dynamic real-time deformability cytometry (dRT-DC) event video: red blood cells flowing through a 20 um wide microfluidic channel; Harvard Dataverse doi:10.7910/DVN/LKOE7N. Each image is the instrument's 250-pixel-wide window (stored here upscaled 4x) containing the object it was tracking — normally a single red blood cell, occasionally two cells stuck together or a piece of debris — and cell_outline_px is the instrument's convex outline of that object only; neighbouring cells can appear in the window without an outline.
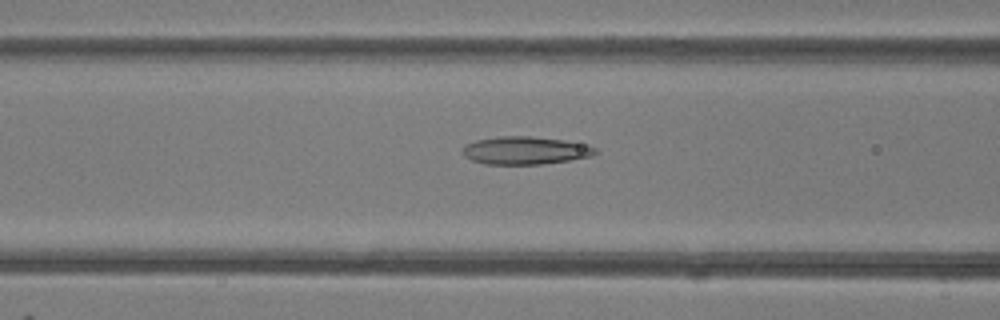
{"species": "common noctule bat (a hibernating species)", "species_latin": "Nyctalus noctula", "temperature_condition": "room temperature", "stored_images_in_passage": 40, "camera_frame_rate_fps": 3000, "um_per_image_px": 0.085, "animal": {"sex": "female"}, "frame": {"image": 1, "passage_image": 11, "time_ms": 3.333, "image_size_px": [1000, 320], "cell_outline_px": [[600, 152], [588, 156], [568, 160], [540, 164], [484, 164], [472, 160], [464, 156], [464, 144], [476, 140], [496, 136], [532, 136], [564, 140], [596, 148]], "centroid_in_image_um": [44.59, 12.78], "position_along_channel_um": 122.0, "area_um2": 21.33}}
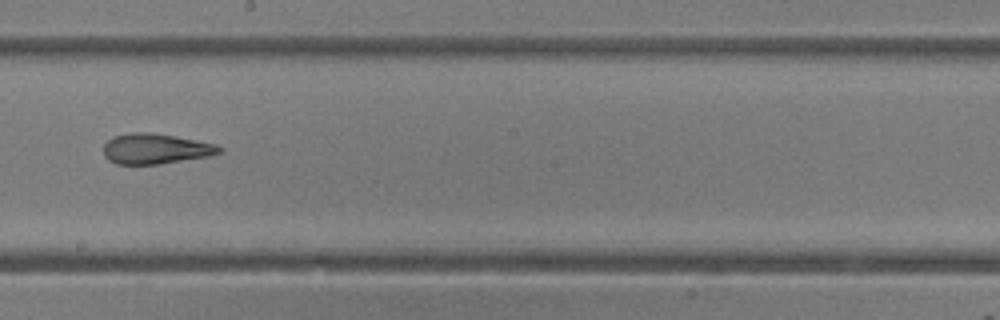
{"frame": {"image": 2, "passage_image": 19, "time_ms": 6.0, "image_size_px": [1000, 320], "cell_outline_px": [[224, 152], [208, 156], [160, 164], [116, 164], [108, 160], [104, 156], [104, 144], [108, 140], [116, 136], [132, 132], [148, 132], [172, 136], [216, 144], [224, 148]], "centroid_in_image_um": [13.23, 12.66], "position_along_channel_um": 235.0, "area_um2": 20.35}}
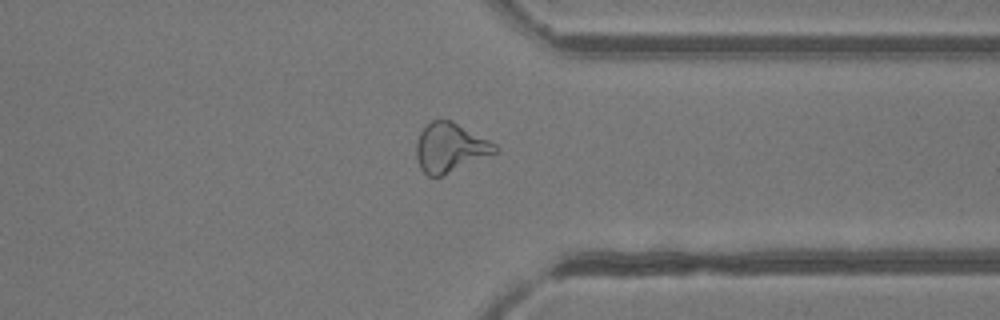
{"frame": {"image": 3, "passage_image": 29, "time_ms": 9.333, "image_size_px": [1000, 320], "cell_outline_px": [[500, 148], [496, 152], [440, 176], [428, 176], [420, 168], [416, 160], [416, 140], [420, 132], [432, 120], [452, 120], [496, 144]], "centroid_in_image_um": [38.22, 12.53], "position_along_channel_um": 373.2, "area_um2": 22.25}, "authors_computed_cell_mechanics": {"area_um2": 21.7906, "velocity_mm_per_s": 4.2304, "shape_relaxation_time_tau1_ms": 7.6944, "shape_relaxation_time_tau2_ms": 2.2918, "deformation_change_tau1": 0.2511, "deformation_change_tau2": 0.1252}}